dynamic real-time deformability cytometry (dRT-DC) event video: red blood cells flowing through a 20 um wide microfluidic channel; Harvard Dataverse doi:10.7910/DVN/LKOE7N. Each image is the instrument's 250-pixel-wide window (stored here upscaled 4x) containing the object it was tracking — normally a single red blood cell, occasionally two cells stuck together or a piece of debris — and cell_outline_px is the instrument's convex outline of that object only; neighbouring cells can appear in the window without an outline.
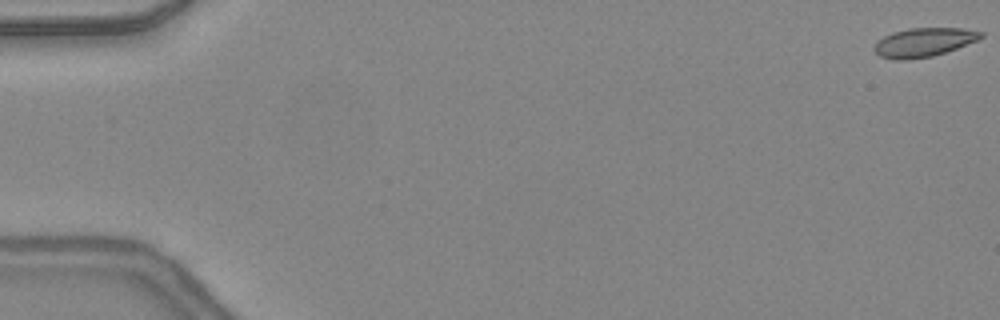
{"species": "common noctule bat (a hibernating species)", "species_latin": "Nyctalus noctula", "temperature_condition": "warm", "stored_images_in_passage": 48, "camera_frame_rate_fps": 3000, "um_per_image_px": 0.085, "animal": {"sex": "female", "body_mass_g": 24.6, "forearm_length_mm": 56.2}, "frame": {"image": 1, "passage_image": 1, "time_ms": 0.0, "image_size_px": [1000, 320], "cell_outline_px": [[984, 36], [976, 40], [956, 48], [932, 56], [908, 60], [896, 60], [880, 56], [872, 48], [876, 40], [892, 32], [908, 28], [964, 28], [984, 32]], "centroid_in_image_um": [78.48, 3.59], "position_along_channel_um": 6.5, "area_um2": 17.98}}
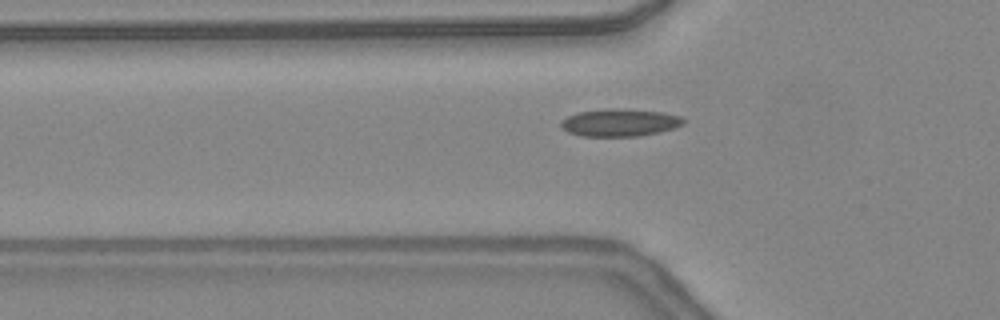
{"frame": {"image": 2, "passage_image": 17, "time_ms": 5.333, "image_size_px": [1000, 320], "cell_outline_px": [[688, 120], [684, 124], [676, 128], [660, 132], [640, 136], [580, 136], [568, 132], [560, 128], [560, 120], [576, 112], [608, 108], [620, 108], [660, 112], [680, 116]], "centroid_in_image_um": [52.68, 10.42], "position_along_channel_um": 73.1, "area_um2": 20.0}}
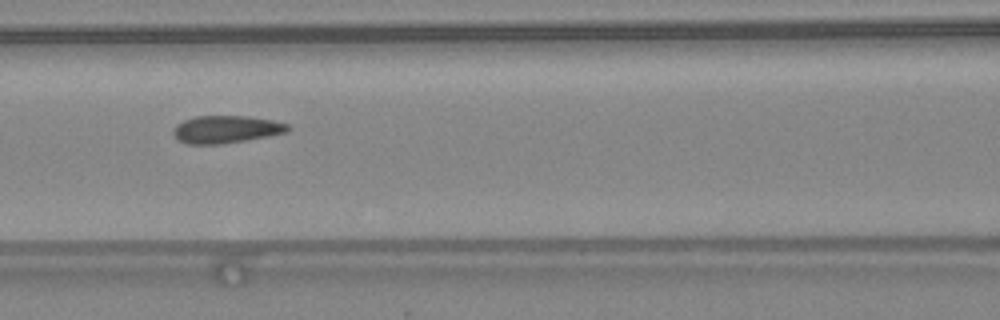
{"frame": {"image": 3, "passage_image": 22, "time_ms": 7.0, "image_size_px": [1000, 320], "cell_outline_px": [[292, 128], [288, 132], [268, 136], [220, 144], [188, 144], [176, 140], [172, 132], [172, 128], [176, 124], [184, 120], [196, 116], [248, 116], [272, 120], [288, 124]], "centroid_in_image_um": [19.19, 10.99], "position_along_channel_um": 147.4, "area_um2": 18.5}, "authors_computed_cell_mechanics": {"area_um2": 18.4382, "velocity_mm_per_s": 4.3801, "shape_relaxation_time_tau1_ms": null, "shape_relaxation_time_tau2_ms": 1.1335, "deformation_change_tau1": null, "deformation_change_tau2": 0.046}}